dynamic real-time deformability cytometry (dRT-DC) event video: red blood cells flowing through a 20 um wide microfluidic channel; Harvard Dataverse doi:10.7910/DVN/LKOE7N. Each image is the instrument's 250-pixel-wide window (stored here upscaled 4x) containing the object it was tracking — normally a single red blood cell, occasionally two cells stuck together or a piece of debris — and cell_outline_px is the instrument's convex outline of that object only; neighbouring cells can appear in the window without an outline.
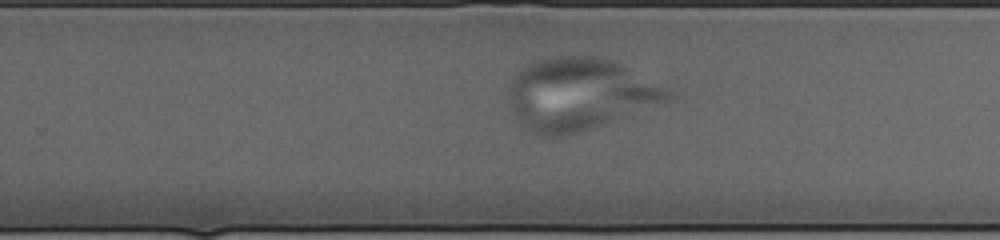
{"species": "human", "species_latin": "Homo sapiens", "temperature_condition": "cold", "stored_images_in_passage": 34, "segment_of_instrument_passage": [3, 3], "camera_frame_rate_fps": 3000, "um_per_image_px": 0.085, "donor": {"sex": "male"}, "frame": {"image": 1, "passage_image": 24, "time_ms": 7.667, "image_size_px": [1000, 240], "cell_outline_px": [[676, 96], [672, 100], [576, 132], [560, 136], [552, 136], [532, 132], [520, 124], [516, 120], [508, 108], [512, 88], [516, 76], [528, 64], [540, 60], [560, 56], [596, 56], [612, 60], [672, 92]], "centroid_in_image_um": [49.25, 8.01], "position_along_channel_um": 280.5, "area_um2": 65.26}}
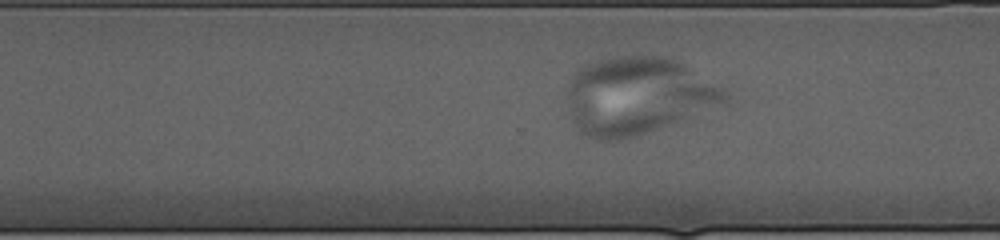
{"frame": {"image": 2, "passage_image": 27, "time_ms": 8.667, "image_size_px": [1000, 240], "cell_outline_px": [[728, 96], [724, 100], [684, 120], [636, 136], [620, 140], [600, 140], [584, 132], [572, 120], [568, 92], [572, 80], [576, 72], [588, 64], [600, 60], [620, 56], [668, 56], [684, 64], [720, 88]], "centroid_in_image_um": [54.18, 8.14], "position_along_channel_um": 316.4, "area_um2": 69.13}}